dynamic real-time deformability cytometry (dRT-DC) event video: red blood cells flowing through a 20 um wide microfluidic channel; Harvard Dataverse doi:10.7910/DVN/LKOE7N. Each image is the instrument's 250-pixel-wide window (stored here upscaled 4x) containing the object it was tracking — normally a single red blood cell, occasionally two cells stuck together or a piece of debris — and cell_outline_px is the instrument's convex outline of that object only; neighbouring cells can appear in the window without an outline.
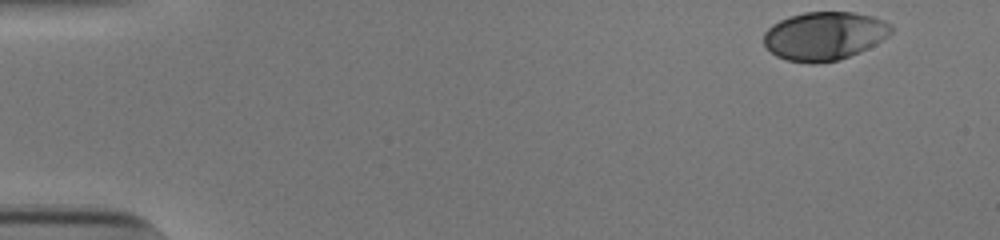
{"species": "human", "species_latin": "Homo sapiens", "temperature_condition": "cold", "stored_images_in_passage": 11, "camera_frame_rate_fps": 3000, "um_per_image_px": 0.085, "donor": {"sex": "male"}, "frame": {"image": 1, "passage_image": 1, "time_ms": 0.0, "image_size_px": [1000, 240], "cell_outline_px": [[892, 32], [888, 36], [848, 56], [836, 60], [816, 64], [808, 64], [788, 60], [776, 56], [764, 44], [764, 32], [772, 24], [788, 16], [804, 12], [852, 12], [872, 16], [892, 24]], "centroid_in_image_um": [70.02, 3.04], "position_along_channel_um": 15.0, "area_um2": 35.66}}